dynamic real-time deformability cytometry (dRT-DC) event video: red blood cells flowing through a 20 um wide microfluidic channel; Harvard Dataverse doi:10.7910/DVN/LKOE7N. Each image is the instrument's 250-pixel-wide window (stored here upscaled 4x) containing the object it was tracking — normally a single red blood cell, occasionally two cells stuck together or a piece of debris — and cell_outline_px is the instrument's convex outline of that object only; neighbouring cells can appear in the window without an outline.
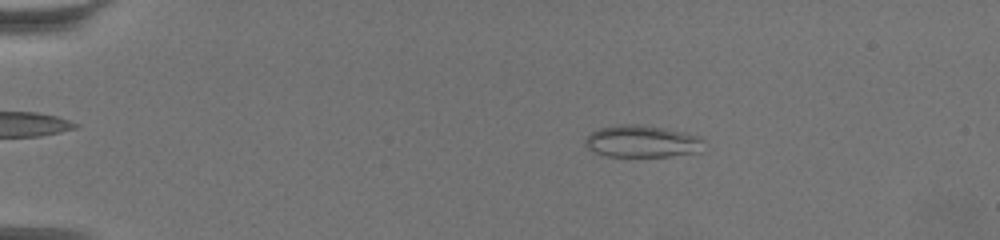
{"species": "common noctule bat (a hibernating species)", "species_latin": "Nyctalus noctula", "temperature_condition": "warm", "stored_images_in_passage": 62, "camera_frame_rate_fps": 3000, "um_per_image_px": 0.085, "animal": {"sex": "female", "body_mass_g": 19.5, "forearm_length_mm": 54.1}, "frame": {"image": 1, "passage_image": 12, "time_ms": 3.667, "image_size_px": [1000, 240], "cell_outline_px": [[704, 152], [668, 156], [604, 156], [592, 152], [584, 144], [584, 140], [592, 132], [600, 128], [620, 124], [636, 124], [664, 128], [684, 132], [700, 136], [704, 140]], "centroid_in_image_um": [54.61, 12.03], "position_along_channel_um": 30.4, "area_um2": 22.43}}
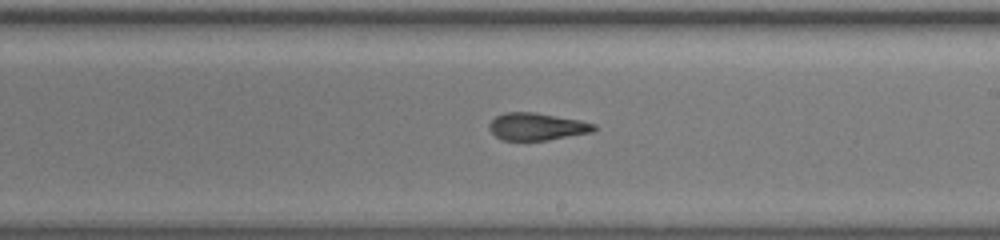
{"frame": {"image": 2, "passage_image": 38, "time_ms": 12.333, "image_size_px": [1000, 240], "cell_outline_px": [[596, 128], [592, 132], [548, 140], [500, 140], [488, 128], [488, 124], [496, 116], [504, 112], [536, 112], [580, 120], [596, 124]], "centroid_in_image_um": [45.62, 10.75], "position_along_channel_um": 243.4, "area_um2": 16.76}}
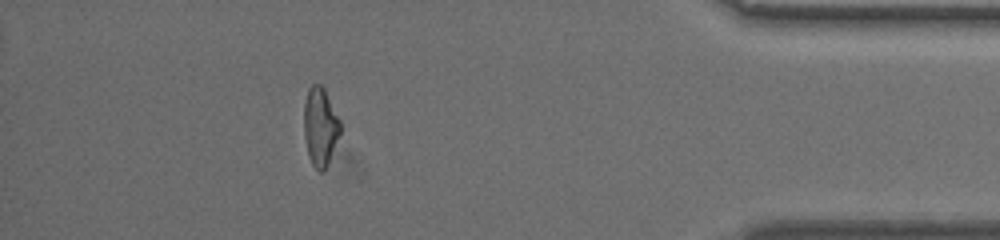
{"frame": {"image": 3, "passage_image": 56, "time_ms": 18.333, "image_size_px": [1000, 240], "cell_outline_px": [[340, 132], [328, 164], [320, 172], [312, 164], [308, 156], [304, 136], [304, 100], [308, 88], [312, 84], [320, 84], [324, 88], [340, 120]], "centroid_in_image_um": [27.2, 10.73], "position_along_channel_um": 408.0, "area_um2": 16.53}, "authors_computed_cell_mechanics": {"area_um2": 17.34, "velocity_mm_per_s": 3.4036, "shape_relaxation_time_tau1_ms": null, "shape_relaxation_time_tau2_ms": 2.7813, "deformation_change_tau1": null, "deformation_change_tau2": 0.1158}}